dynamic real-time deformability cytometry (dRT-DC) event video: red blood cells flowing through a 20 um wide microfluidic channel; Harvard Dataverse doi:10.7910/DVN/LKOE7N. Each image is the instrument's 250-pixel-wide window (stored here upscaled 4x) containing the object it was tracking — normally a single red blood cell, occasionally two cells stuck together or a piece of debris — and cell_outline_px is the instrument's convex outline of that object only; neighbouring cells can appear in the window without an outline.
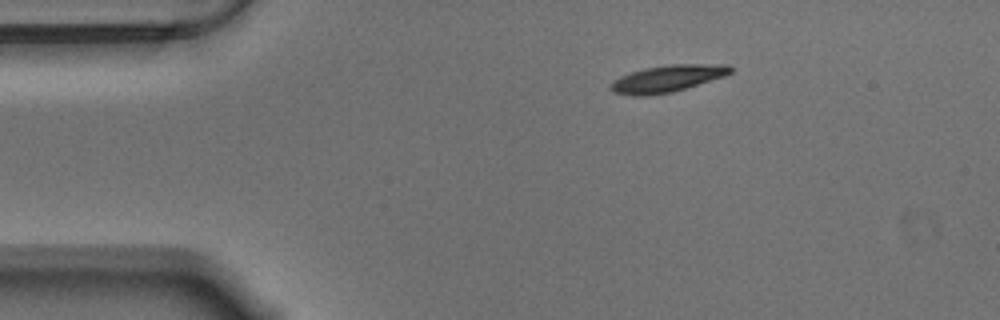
{"species": "Egyptian fruit bat (a non-hibernating species)", "species_latin": "Rousettus aegyptiacus", "temperature_condition": "warm", "stored_images_in_passage": 48, "camera_frame_rate_fps": 3000, "um_per_image_px": 0.085, "animal": {"sex": "male"}, "frame": {"image": 1, "passage_image": 1, "time_ms": 0.0, "image_size_px": [1000, 320], "cell_outline_px": [[732, 72], [724, 76], [672, 92], [648, 96], [632, 96], [612, 92], [608, 88], [620, 76], [644, 68], [668, 64], [728, 64], [732, 68]], "centroid_in_image_um": [56.71, 6.68], "position_along_channel_um": 28.3, "area_um2": 18.73}}
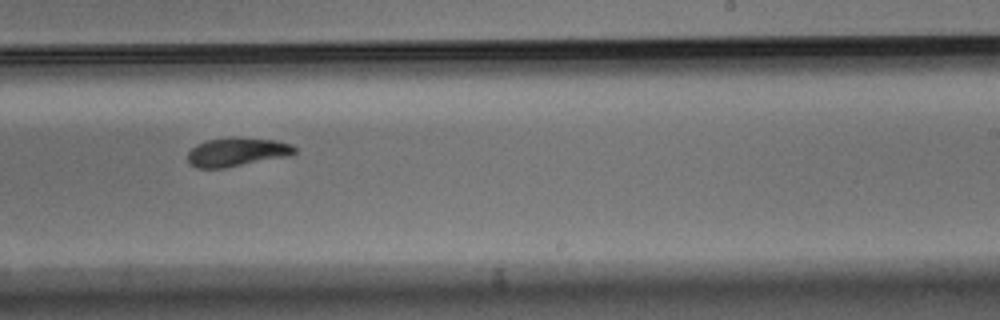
{"frame": {"image": 2, "passage_image": 26, "time_ms": 8.333, "image_size_px": [1000, 320], "cell_outline_px": [[296, 152], [288, 156], [224, 168], [196, 168], [188, 160], [188, 152], [196, 144], [208, 140], [228, 136], [236, 136], [276, 140], [292, 144], [296, 148]], "centroid_in_image_um": [20.15, 12.9], "position_along_channel_um": 268.9, "area_um2": 18.09}}
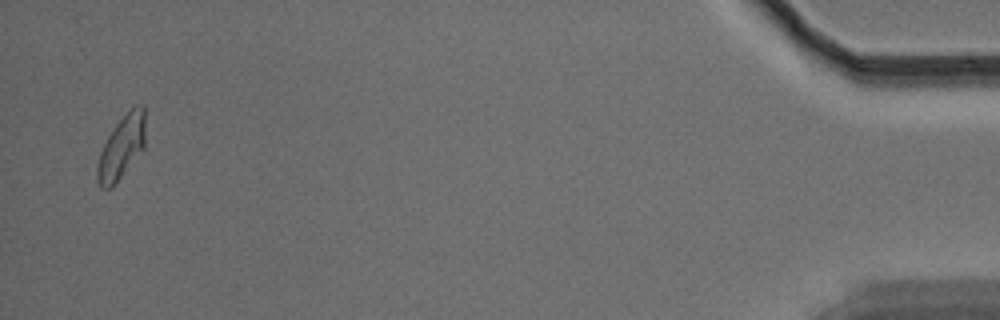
{"frame": {"image": 3, "passage_image": 47, "time_ms": 15.333, "image_size_px": [1000, 320], "cell_outline_px": [[144, 148], [112, 188], [100, 188], [96, 180], [96, 168], [100, 152], [108, 136], [116, 124], [136, 104], [144, 104]], "centroid_in_image_um": [10.31, 12.55], "position_along_channel_um": 424.9, "area_um2": 17.51}, "authors_computed_cell_mechanics": {"area_um2": 17.9758, "velocity_mm_per_s": 3.5035, "shape_relaxation_time_tau1_ms": 5.9868, "shape_relaxation_time_tau2_ms": 3.2864, "deformation_change_tau1": 0.1741, "deformation_change_tau2": 0.0798}}